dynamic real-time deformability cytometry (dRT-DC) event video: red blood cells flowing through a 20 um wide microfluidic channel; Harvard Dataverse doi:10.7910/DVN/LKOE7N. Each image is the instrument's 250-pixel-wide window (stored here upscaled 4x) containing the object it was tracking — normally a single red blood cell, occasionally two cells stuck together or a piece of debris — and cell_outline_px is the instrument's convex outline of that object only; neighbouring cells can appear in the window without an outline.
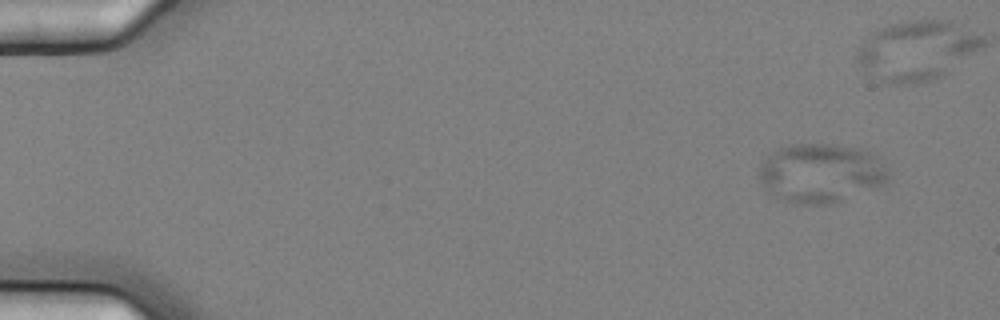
{"species": "common noctule bat (a hibernating species)", "species_latin": "Nyctalus noctula", "temperature_condition": "cold", "stored_images_in_passage": 9, "camera_frame_rate_fps": 3000, "um_per_image_px": 0.085, "animal": {"sex": "female", "body_mass_g": 25.1}, "frame": {"image": 1, "passage_image": 1, "time_ms": 0.0, "image_size_px": [1000, 320], "cell_outline_px": [[892, 180], [876, 188], [828, 204], [796, 204], [784, 200], [772, 192], [760, 180], [760, 168], [764, 160], [768, 156], [780, 148], [796, 144], [828, 144], [852, 148], [868, 152], [888, 168]], "centroid_in_image_um": [69.83, 14.72], "position_along_channel_um": 15.2, "area_um2": 43.58}}
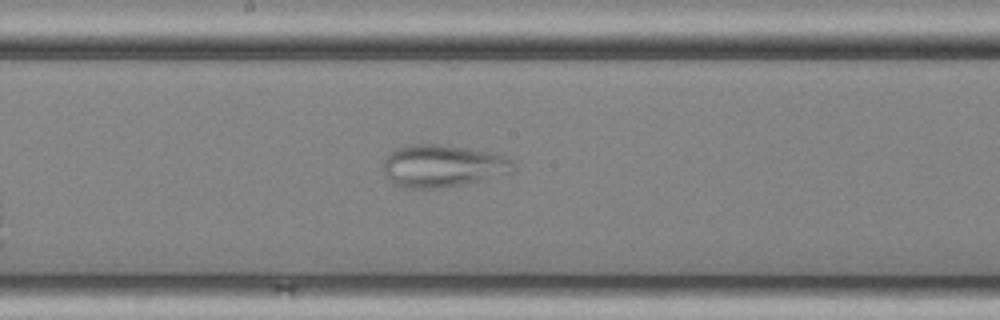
{"frame": {"image": 2, "passage_image": 8, "time_ms": 2.333, "image_size_px": [1000, 320], "cell_outline_px": [[516, 168], [512, 172], [480, 180], [444, 188], [400, 188], [392, 184], [384, 172], [384, 160], [392, 148], [408, 144], [436, 144], [468, 148], [496, 152], [512, 160], [516, 164]], "centroid_in_image_um": [37.6, 14.09], "position_along_channel_um": 210.6, "area_um2": 32.54}}